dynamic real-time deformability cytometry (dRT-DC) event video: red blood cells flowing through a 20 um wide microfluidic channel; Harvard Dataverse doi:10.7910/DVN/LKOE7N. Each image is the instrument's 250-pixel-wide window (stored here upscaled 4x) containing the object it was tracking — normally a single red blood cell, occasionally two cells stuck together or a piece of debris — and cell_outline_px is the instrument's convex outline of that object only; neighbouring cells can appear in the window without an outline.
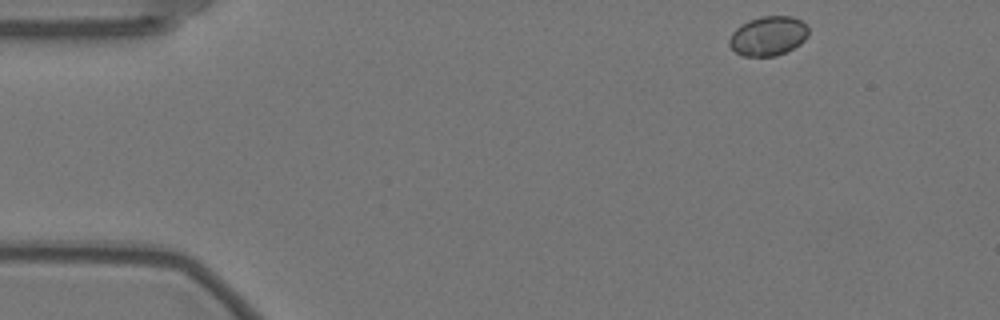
{"species": "Egyptian fruit bat (a non-hibernating species)", "species_latin": "Rousettus aegyptiacus", "temperature_condition": "warm", "stored_images_in_passage": 10, "camera_frame_rate_fps": 3000, "um_per_image_px": 0.085, "animal": {"sex": "female"}, "frame": {"image": 1, "passage_image": 1, "time_ms": 0.0, "image_size_px": [1000, 320], "cell_outline_px": [[808, 36], [800, 44], [776, 56], [744, 56], [736, 52], [728, 44], [728, 40], [732, 32], [740, 24], [748, 20], [760, 16], [792, 16], [808, 24]], "centroid_in_image_um": [65.29, 3.04], "position_along_channel_um": 19.7, "area_um2": 18.32}}